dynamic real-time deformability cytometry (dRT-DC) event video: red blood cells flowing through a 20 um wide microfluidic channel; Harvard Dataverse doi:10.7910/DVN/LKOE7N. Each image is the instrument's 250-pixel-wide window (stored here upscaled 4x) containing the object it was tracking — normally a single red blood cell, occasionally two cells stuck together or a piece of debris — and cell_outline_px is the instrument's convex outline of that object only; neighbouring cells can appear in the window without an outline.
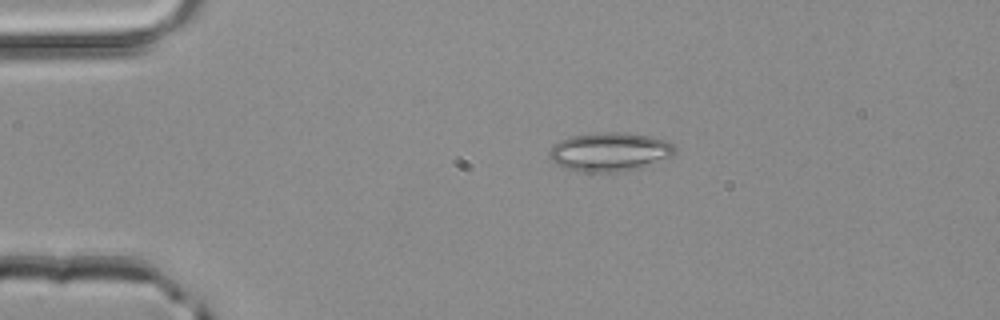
{"species": "common noctule bat (a hibernating species)", "species_latin": "Nyctalus noctula", "temperature_condition": "room temperature", "stored_images_in_passage": 2, "camera_frame_rate_fps": 3000, "um_per_image_px": 0.085, "animal": {"sex": "male", "body_mass_g": 20.4}, "frame": {"image": 1, "passage_image": 2, "time_ms": 0.333, "image_size_px": [1000, 320], "cell_outline_px": [[676, 152], [672, 156], [640, 168], [612, 172], [588, 172], [568, 168], [556, 164], [548, 156], [548, 152], [552, 144], [568, 136], [592, 132], [624, 132], [652, 136], [664, 140], [672, 144], [676, 148]], "centroid_in_image_um": [51.8, 12.88], "position_along_channel_um": 33.2, "area_um2": 28.61}}